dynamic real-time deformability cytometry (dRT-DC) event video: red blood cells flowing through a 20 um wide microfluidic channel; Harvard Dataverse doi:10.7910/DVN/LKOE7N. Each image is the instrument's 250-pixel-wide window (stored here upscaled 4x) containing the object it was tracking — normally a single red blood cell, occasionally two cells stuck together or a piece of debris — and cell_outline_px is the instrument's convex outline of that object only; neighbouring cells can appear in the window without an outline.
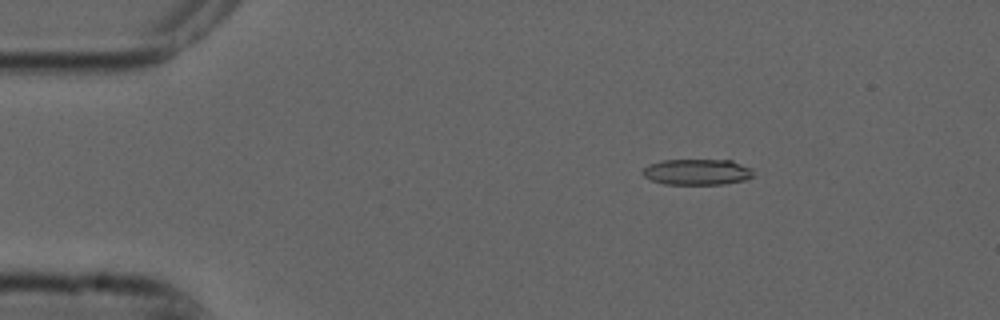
{"species": "common noctule bat (a hibernating species)", "species_latin": "Nyctalus noctula", "temperature_condition": "cold", "stored_images_in_passage": 55, "camera_frame_rate_fps": 3000, "um_per_image_px": 0.085, "animal": {"sex": "male", "forearm_length_mm": 52.5}, "frame": {"image": 1, "passage_image": 9, "time_ms": 2.667, "image_size_px": [1000, 320], "cell_outline_px": [[752, 176], [744, 180], [724, 184], [664, 184], [652, 180], [644, 176], [640, 172], [648, 164], [660, 160], [732, 160], [752, 168]], "centroid_in_image_um": [59.22, 14.61], "position_along_channel_um": 25.8, "area_um2": 16.76}}
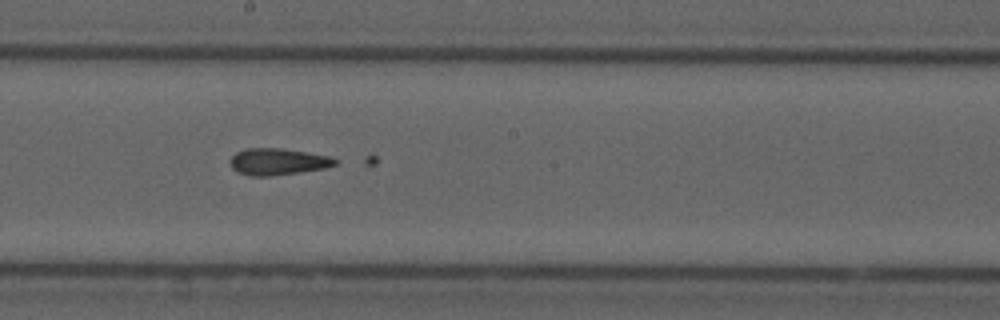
{"frame": {"image": 2, "passage_image": 30, "time_ms": 9.667, "image_size_px": [1000, 320], "cell_outline_px": [[340, 160], [336, 164], [324, 168], [300, 172], [268, 176], [252, 176], [236, 172], [232, 168], [228, 160], [236, 152], [244, 148], [280, 148], [328, 156]], "centroid_in_image_um": [23.56, 13.74], "position_along_channel_um": 224.6, "area_um2": 16.3}}
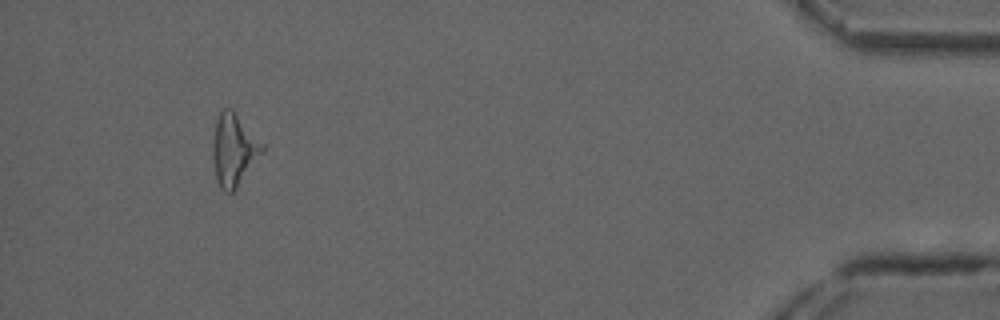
{"frame": {"image": 3, "passage_image": 51, "time_ms": 16.667, "image_size_px": [1000, 320], "cell_outline_px": [[264, 152], [236, 188], [232, 192], [224, 192], [220, 188], [216, 180], [212, 156], [212, 144], [216, 120], [220, 112], [224, 108], [232, 108], [264, 144]], "centroid_in_image_um": [19.87, 12.73], "position_along_channel_um": 415.3, "area_um2": 20.92}}